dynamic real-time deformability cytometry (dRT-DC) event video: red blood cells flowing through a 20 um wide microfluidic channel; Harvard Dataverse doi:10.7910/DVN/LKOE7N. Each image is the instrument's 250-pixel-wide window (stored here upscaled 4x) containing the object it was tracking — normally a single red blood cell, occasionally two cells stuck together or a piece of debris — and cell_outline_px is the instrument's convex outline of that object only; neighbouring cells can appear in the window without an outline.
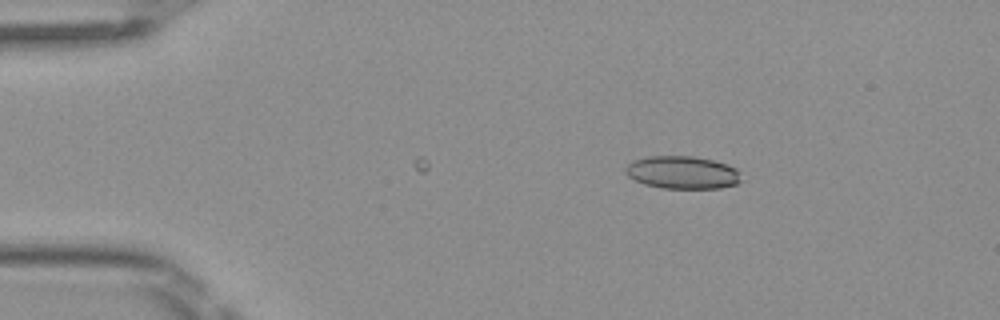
{"species": "Egyptian fruit bat (a non-hibernating species)", "species_latin": "Rousettus aegyptiacus", "temperature_condition": "room temperature", "stored_images_in_passage": 4, "camera_frame_rate_fps": 3000, "um_per_image_px": 0.085, "frame": {"image": 1, "passage_image": 4, "time_ms": 1.0, "image_size_px": [1000, 320], "cell_outline_px": [[740, 180], [736, 184], [720, 188], [660, 188], [644, 184], [628, 176], [624, 172], [624, 168], [632, 160], [648, 156], [696, 156], [728, 164], [736, 168], [740, 172]], "centroid_in_image_um": [57.99, 14.65], "position_along_channel_um": 27.0, "area_um2": 22.25}}